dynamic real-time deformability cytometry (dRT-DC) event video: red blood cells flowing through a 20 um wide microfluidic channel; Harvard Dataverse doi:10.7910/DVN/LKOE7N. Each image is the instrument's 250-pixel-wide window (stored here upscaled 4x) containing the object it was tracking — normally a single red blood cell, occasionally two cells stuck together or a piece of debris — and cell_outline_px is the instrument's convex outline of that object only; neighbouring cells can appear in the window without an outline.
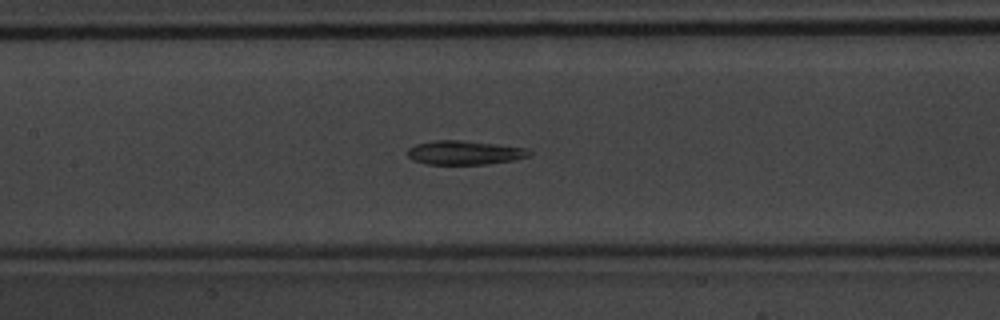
{"species": "common noctule bat (a hibernating species)", "species_latin": "Nyctalus noctula", "temperature_condition": "warm", "stored_images_in_passage": 33, "camera_frame_rate_fps": 3000, "um_per_image_px": 0.085, "animal": {"sex": "male", "body_mass_g": 20.1, "forearm_length_mm": 53.5}, "frame": {"image": 1, "passage_image": 16, "time_ms": 5.0, "image_size_px": [1000, 320], "cell_outline_px": [[532, 156], [512, 160], [488, 164], [428, 164], [412, 160], [408, 156], [408, 148], [416, 144], [436, 140], [460, 140], [496, 144], [528, 148], [532, 152]], "centroid_in_image_um": [39.52, 12.97], "position_along_channel_um": 167.9, "area_um2": 17.05}}
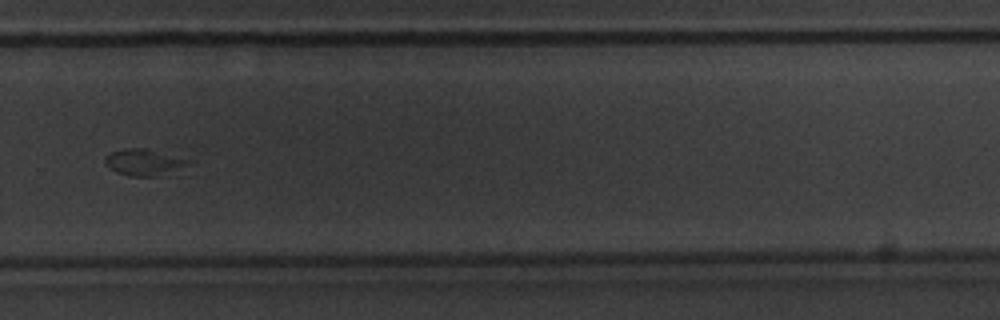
{"frame": {"image": 2, "passage_image": 27, "time_ms": 8.667, "image_size_px": [1000, 320], "cell_outline_px": [[196, 164], [152, 176], [128, 176], [116, 172], [108, 168], [104, 164], [104, 156], [112, 152], [124, 148], [144, 148], [196, 160]], "centroid_in_image_um": [12.28, 13.78], "position_along_channel_um": 317.5, "area_um2": 13.12}}
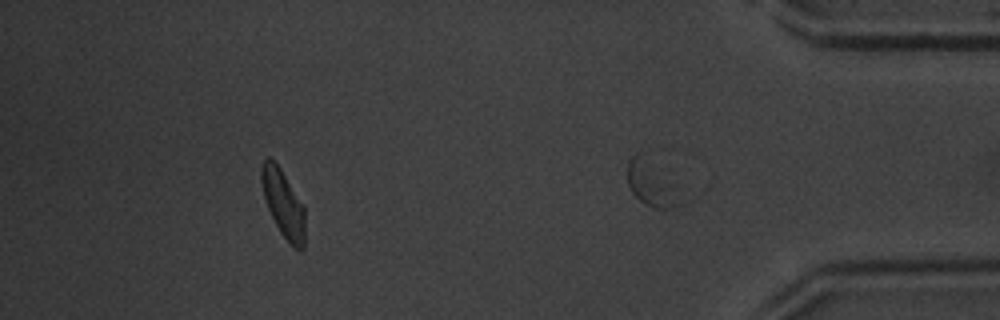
{"frame": {"image": 3, "passage_image": 32, "time_ms": 10.333, "image_size_px": [1000, 320], "cell_outline_px": [[304, 248], [300, 252], [292, 248], [280, 232], [268, 208], [264, 196], [260, 180], [260, 168], [264, 160], [268, 156], [280, 168], [304, 204]], "centroid_in_image_um": [24.09, 17.33], "position_along_channel_um": 411.1, "area_um2": 17.22}}